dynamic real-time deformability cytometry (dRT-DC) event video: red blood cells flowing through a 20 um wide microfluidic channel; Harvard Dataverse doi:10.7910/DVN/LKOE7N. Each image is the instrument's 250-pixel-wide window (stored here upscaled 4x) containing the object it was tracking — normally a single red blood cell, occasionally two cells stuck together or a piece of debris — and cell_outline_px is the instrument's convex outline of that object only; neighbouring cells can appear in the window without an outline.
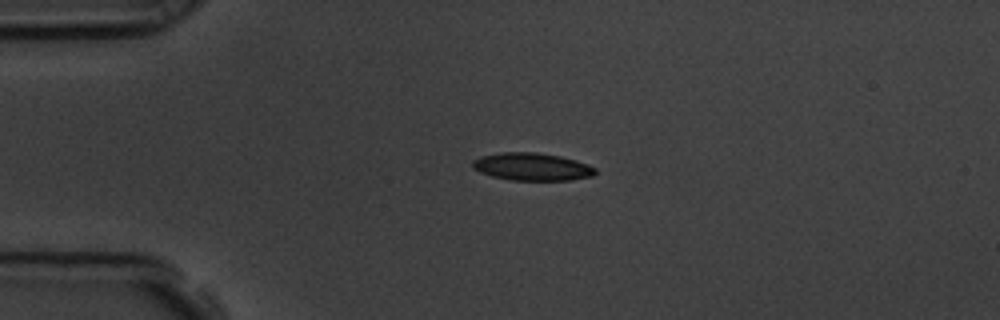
{"species": "common noctule bat (a hibernating species)", "species_latin": "Nyctalus noctula", "temperature_condition": "room temperature", "stored_images_in_passage": 45, "camera_frame_rate_fps": 3000, "um_per_image_px": 0.085, "animal": {"sex": "male", "body_mass_g": 19.5, "forearm_length_mm": 54.6}, "frame": {"image": 1, "passage_image": 1, "time_ms": 0.0, "image_size_px": [1000, 320], "cell_outline_px": [[596, 172], [592, 176], [568, 180], [512, 180], [492, 176], [480, 172], [472, 168], [472, 160], [480, 156], [500, 152], [536, 152], [560, 156], [576, 160], [588, 164], [596, 168]], "centroid_in_image_um": [45.2, 14.16], "position_along_channel_um": 39.8, "area_um2": 19.83}}
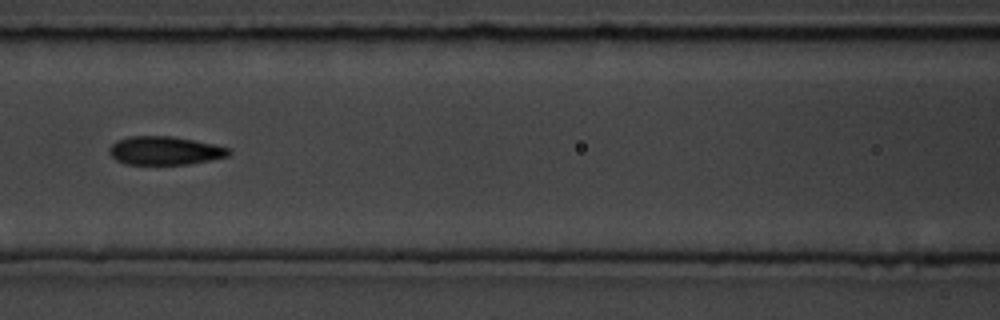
{"frame": {"image": 2, "passage_image": 13, "time_ms": 4.0, "image_size_px": [1000, 320], "cell_outline_px": [[232, 152], [228, 156], [188, 164], [124, 164], [116, 160], [108, 152], [108, 148], [116, 140], [128, 136], [172, 136], [212, 144], [228, 148]], "centroid_in_image_um": [13.95, 12.8], "position_along_channel_um": 152.7, "area_um2": 19.71}}
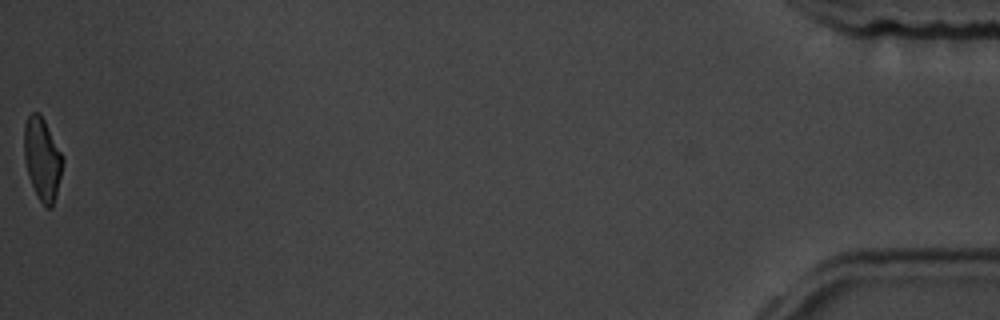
{"frame": {"image": 3, "passage_image": 45, "time_ms": 14.667, "image_size_px": [1000, 320], "cell_outline_px": [[64, 160], [52, 208], [48, 208], [40, 200], [32, 184], [24, 160], [24, 124], [28, 116], [32, 112], [40, 112]], "centroid_in_image_um": [3.57, 13.47], "position_along_channel_um": 431.6, "area_um2": 17.98}, "authors_computed_cell_mechanics": {"area_um2": 19.7676, "velocity_mm_per_s": 3.5617, "shape_relaxation_time_tau1_ms": 2.8262, "shape_relaxation_time_tau2_ms": 1.9698, "deformation_change_tau1": 0.1522, "deformation_change_tau2": 0.0973}}